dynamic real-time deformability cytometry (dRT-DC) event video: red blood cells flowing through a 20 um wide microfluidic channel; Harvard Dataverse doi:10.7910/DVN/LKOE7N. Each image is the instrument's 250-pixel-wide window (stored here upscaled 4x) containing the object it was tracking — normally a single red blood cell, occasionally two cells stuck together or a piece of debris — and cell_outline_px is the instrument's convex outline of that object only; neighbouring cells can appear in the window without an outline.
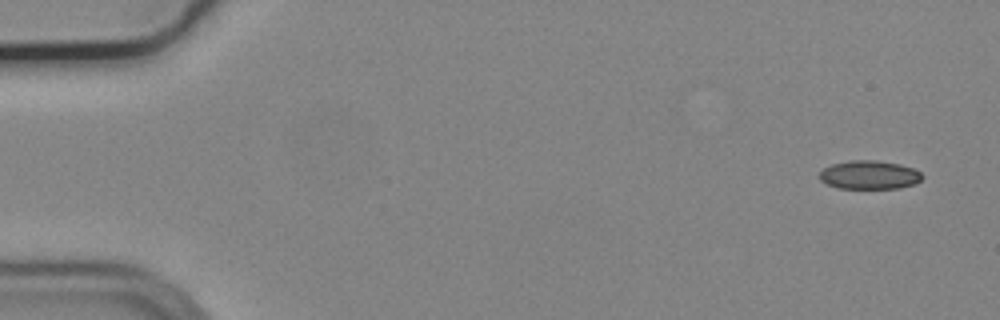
{"species": "common noctule bat (a hibernating species)", "species_latin": "Nyctalus noctula", "temperature_condition": "cold", "stored_images_in_passage": 54, "camera_frame_rate_fps": 3000, "um_per_image_px": 0.085, "animal": {"sex": "male", "body_mass_g": 19.2, "forearm_length_mm": 51.8}, "frame": {"image": 1, "passage_image": 1, "time_ms": 0.0, "image_size_px": [1000, 320], "cell_outline_px": [[924, 176], [916, 184], [900, 188], [836, 188], [820, 180], [820, 172], [824, 168], [832, 164], [852, 160], [876, 160], [900, 164], [912, 168], [920, 172]], "centroid_in_image_um": [73.92, 14.87], "position_along_channel_um": 11.1, "area_um2": 17.11}}
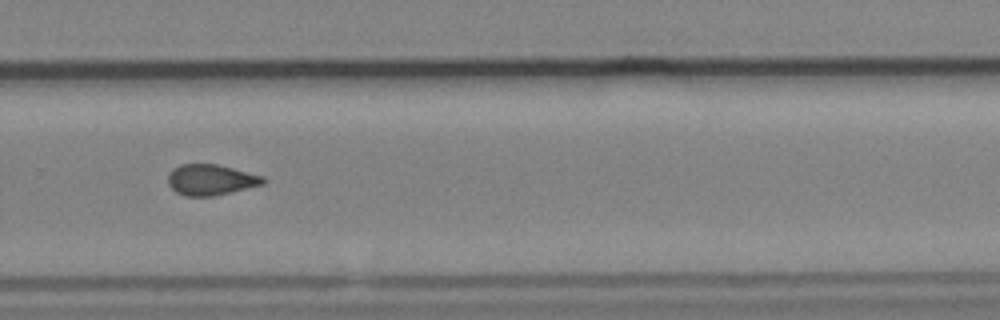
{"frame": {"image": 2, "passage_image": 36, "time_ms": 11.667, "image_size_px": [1000, 320], "cell_outline_px": [[268, 180], [264, 184], [212, 196], [184, 196], [176, 192], [168, 184], [168, 172], [172, 168], [180, 164], [216, 164], [264, 176]], "centroid_in_image_um": [17.9, 15.27], "position_along_channel_um": 311.9, "area_um2": 17.11}}
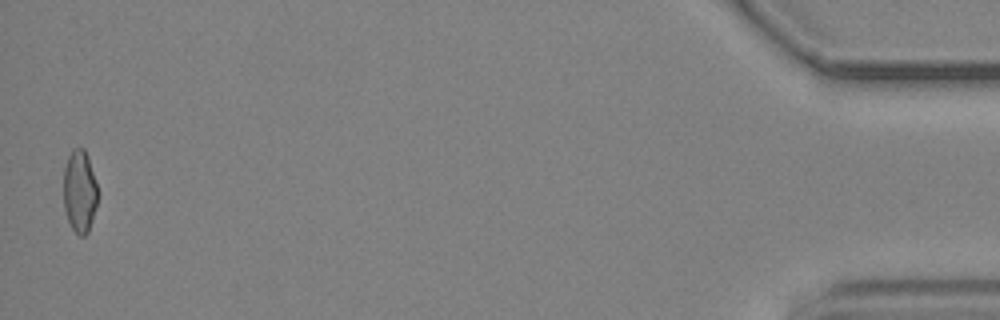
{"frame": {"image": 3, "passage_image": 53, "time_ms": 17.333, "image_size_px": [1000, 320], "cell_outline_px": [[96, 204], [92, 220], [88, 232], [84, 236], [80, 236], [72, 228], [68, 220], [64, 208], [64, 168], [68, 156], [72, 148], [84, 148], [88, 156], [96, 184]], "centroid_in_image_um": [6.75, 16.24], "position_along_channel_um": 428.5, "area_um2": 16.18}, "authors_computed_cell_mechanics": {"area_um2": 17.5712, "velocity_mm_per_s": 3.7174, "shape_relaxation_time_tau1_ms": null, "shape_relaxation_time_tau2_ms": 3.8738, "deformation_change_tau1": null, "deformation_change_tau2": 0.0908}}